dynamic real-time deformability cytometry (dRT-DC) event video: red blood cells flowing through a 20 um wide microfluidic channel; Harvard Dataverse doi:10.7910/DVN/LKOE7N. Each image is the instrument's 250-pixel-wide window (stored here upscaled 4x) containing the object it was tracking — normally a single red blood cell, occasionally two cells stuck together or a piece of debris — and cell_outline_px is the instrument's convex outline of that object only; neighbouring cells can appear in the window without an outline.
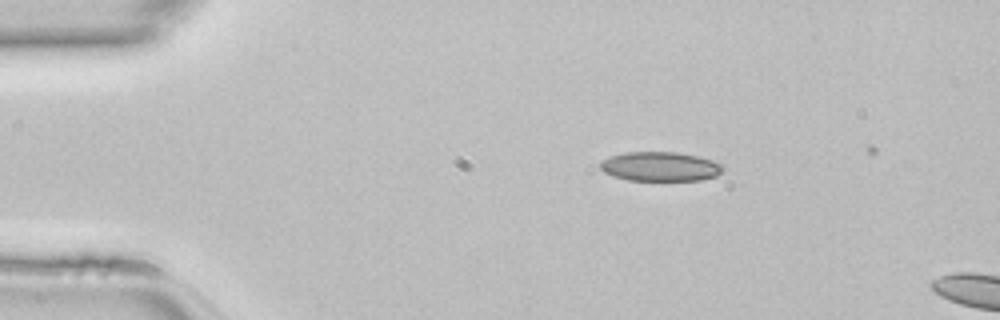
{"species": "common noctule bat (a hibernating species)", "species_latin": "Nyctalus noctula", "temperature_condition": "room temperature", "stored_images_in_passage": 12, "camera_frame_rate_fps": 3000, "um_per_image_px": 0.085, "animal": {"sex": "female", "body_mass_g": 22.7, "forearm_length_mm": 54.2}, "frame": {"image": 1, "passage_image": 8, "time_ms": 2.333, "image_size_px": [1000, 320], "cell_outline_px": [[724, 168], [716, 176], [700, 180], [628, 180], [612, 176], [604, 172], [600, 168], [600, 160], [612, 156], [628, 152], [676, 152], [696, 156], [712, 160], [724, 164]], "centroid_in_image_um": [56.11, 14.15], "position_along_channel_um": 28.9, "area_um2": 20.92}}